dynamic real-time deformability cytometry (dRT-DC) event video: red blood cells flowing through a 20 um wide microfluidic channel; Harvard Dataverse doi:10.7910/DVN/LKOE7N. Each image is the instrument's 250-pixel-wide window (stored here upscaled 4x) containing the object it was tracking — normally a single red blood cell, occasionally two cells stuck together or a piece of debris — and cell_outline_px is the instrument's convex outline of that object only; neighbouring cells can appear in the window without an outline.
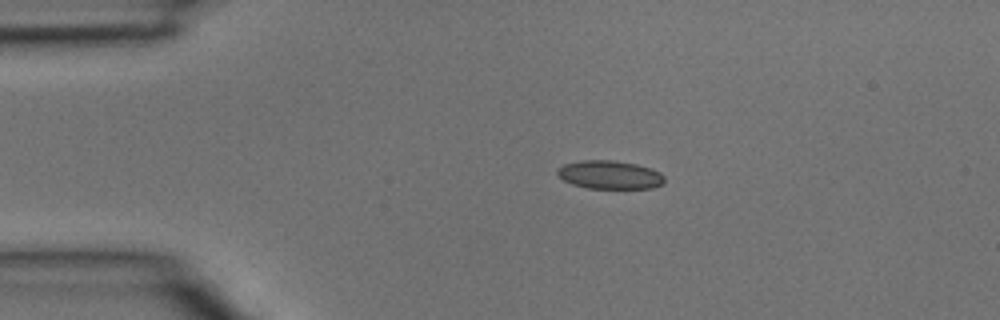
{"species": "common noctule bat (a hibernating species)", "species_latin": "Nyctalus noctula", "temperature_condition": "room temperature", "stored_images_in_passage": 2, "camera_frame_rate_fps": 3000, "um_per_image_px": 0.085, "animal": {"sex": "male", "body_mass_g": 15.6}, "frame": {"image": 1, "passage_image": 1, "time_ms": 0.0, "image_size_px": [1000, 320], "cell_outline_px": [[664, 184], [652, 188], [588, 188], [572, 184], [564, 180], [556, 172], [556, 168], [564, 164], [580, 160], [612, 160], [636, 164], [652, 168], [660, 172], [664, 176]], "centroid_in_image_um": [51.84, 14.85], "position_along_channel_um": 33.2, "area_um2": 17.8}}